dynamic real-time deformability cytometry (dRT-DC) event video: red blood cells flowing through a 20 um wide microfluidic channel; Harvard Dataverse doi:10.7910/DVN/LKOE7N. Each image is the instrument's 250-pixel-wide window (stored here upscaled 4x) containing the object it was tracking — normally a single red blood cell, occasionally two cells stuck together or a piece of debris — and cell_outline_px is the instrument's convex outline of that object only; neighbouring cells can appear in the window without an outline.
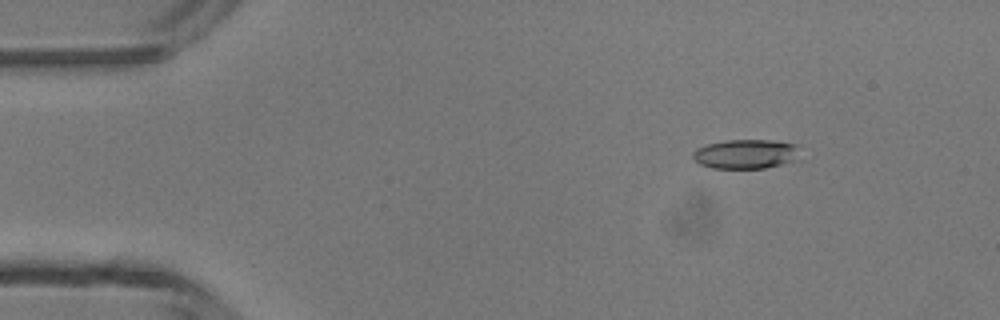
{"species": "common noctule bat (a hibernating species)", "species_latin": "Nyctalus noctula", "temperature_condition": "room temperature", "stored_images_in_passage": 3, "camera_frame_rate_fps": 3000, "um_per_image_px": 0.085, "animal": {"sex": "male", "body_mass_g": 13.3}, "frame": {"image": 1, "passage_image": 2, "time_ms": 1.0, "image_size_px": [1000, 320], "cell_outline_px": [[800, 160], [764, 168], [712, 168], [700, 164], [692, 156], [692, 152], [696, 148], [708, 144], [724, 140], [772, 140], [796, 144]], "centroid_in_image_um": [63.41, 13.09], "position_along_channel_um": 21.6, "area_um2": 18.44}}